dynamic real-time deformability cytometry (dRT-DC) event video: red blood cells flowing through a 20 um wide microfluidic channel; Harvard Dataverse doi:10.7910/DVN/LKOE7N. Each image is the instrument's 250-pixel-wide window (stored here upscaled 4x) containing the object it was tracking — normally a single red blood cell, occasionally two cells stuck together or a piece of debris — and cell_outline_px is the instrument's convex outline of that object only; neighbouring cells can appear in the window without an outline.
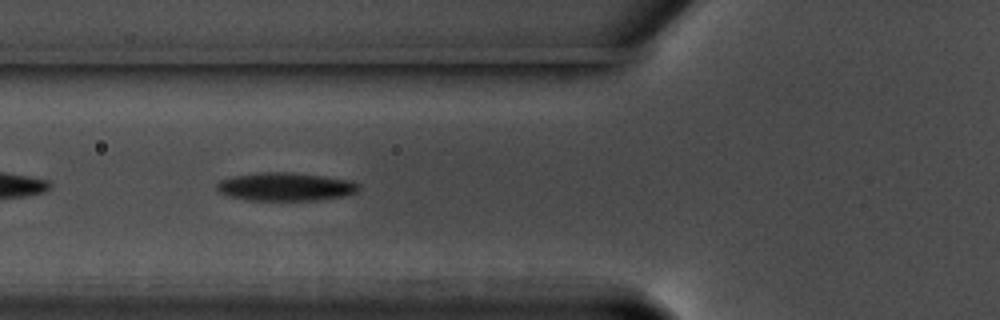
{"species": "common noctule bat (a hibernating species)", "species_latin": "Nyctalus noctula", "temperature_condition": "warm", "stored_images_in_passage": 42, "camera_frame_rate_fps": 3000, "um_per_image_px": 0.085, "animal": {"sex": "male", "body_mass_g": 17.5, "forearm_length_mm": 52.3}, "frame": {"image": 1, "passage_image": 5, "time_ms": 1.333, "image_size_px": [1000, 320], "cell_outline_px": [[360, 188], [356, 192], [344, 196], [320, 200], [244, 200], [228, 196], [220, 192], [216, 188], [216, 184], [220, 180], [236, 176], [264, 172], [288, 172], [320, 176], [348, 180], [360, 184]], "centroid_in_image_um": [24.26, 15.88], "position_along_channel_um": 101.5, "area_um2": 23.18}}
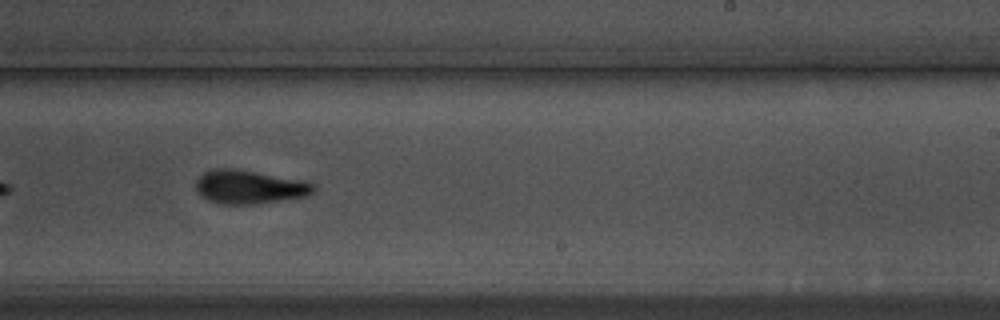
{"frame": {"image": 2, "passage_image": 19, "time_ms": 6.0, "image_size_px": [1000, 320], "cell_outline_px": [[316, 188], [308, 196], [256, 204], [220, 204], [208, 200], [200, 196], [196, 188], [196, 180], [204, 172], [212, 168], [232, 168], [304, 180], [316, 184]], "centroid_in_image_um": [21.2, 15.89], "position_along_channel_um": 267.8, "area_um2": 23.24}}
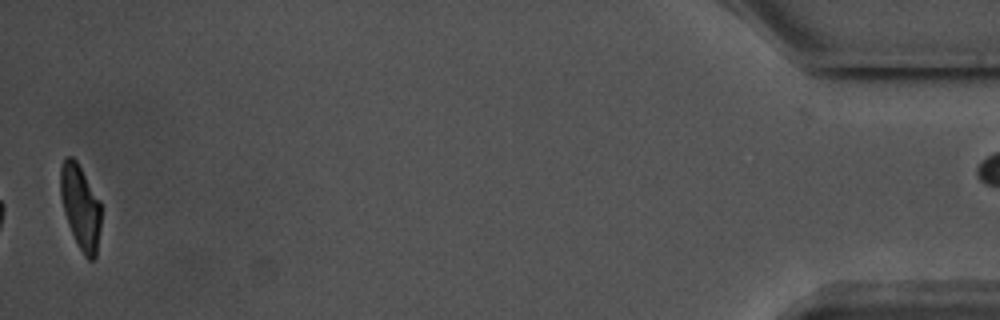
{"frame": {"image": 3, "passage_image": 40, "time_ms": 13.0, "image_size_px": [1000, 320], "cell_outline_px": [[100, 228], [96, 260], [88, 260], [84, 256], [68, 224], [64, 212], [60, 196], [60, 168], [64, 156], [72, 156], [76, 160], [100, 200]], "centroid_in_image_um": [6.83, 17.58], "position_along_channel_um": 428.4, "area_um2": 20.0}, "authors_computed_cell_mechanics": {"area_um2": 22.8599, "velocity_mm_per_s": 3.5684, "shape_relaxation_time_tau1_ms": 4.0115, "shape_relaxation_time_tau2_ms": 3.9421, "deformation_change_tau1": 0.1616, "deformation_change_tau2": 0.1157}}